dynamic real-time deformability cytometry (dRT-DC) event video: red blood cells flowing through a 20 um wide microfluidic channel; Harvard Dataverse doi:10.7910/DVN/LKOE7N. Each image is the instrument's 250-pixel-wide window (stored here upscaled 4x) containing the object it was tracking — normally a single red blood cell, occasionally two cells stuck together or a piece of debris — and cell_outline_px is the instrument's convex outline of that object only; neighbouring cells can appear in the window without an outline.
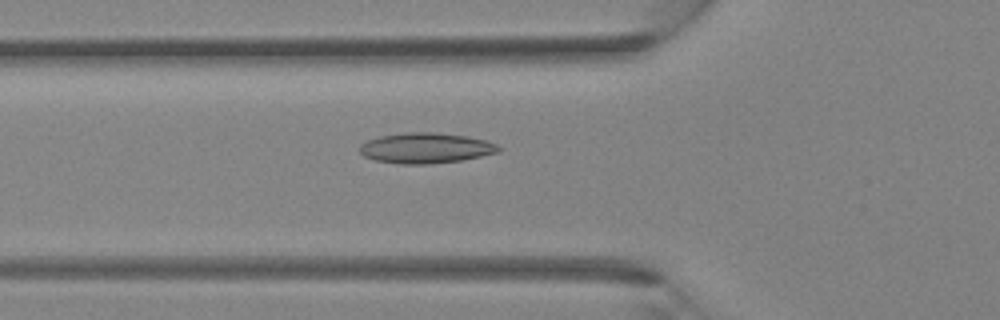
{"species": "Egyptian fruit bat (a non-hibernating species)", "species_latin": "Rousettus aegyptiacus", "temperature_condition": "room temperature", "stored_images_in_passage": 26, "camera_frame_rate_fps": 3000, "um_per_image_px": 0.085, "animal": {"sex": "female"}, "frame": {"image": 1, "passage_image": 5, "time_ms": 1.333, "image_size_px": [1000, 320], "cell_outline_px": [[504, 148], [500, 152], [460, 160], [428, 164], [400, 164], [376, 160], [364, 156], [360, 152], [360, 144], [368, 140], [380, 136], [408, 132], [432, 132], [468, 136], [484, 140], [496, 144]], "centroid_in_image_um": [36.21, 12.58], "position_along_channel_um": 89.6, "area_um2": 24.57}}
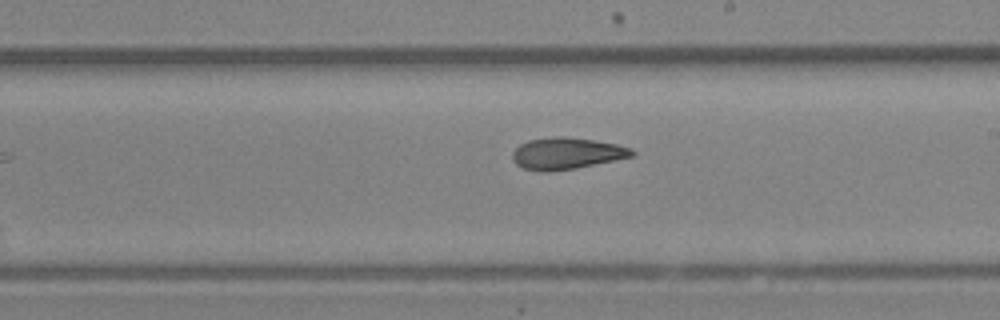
{"frame": {"image": 2, "passage_image": 14, "time_ms": 4.333, "image_size_px": [1000, 320], "cell_outline_px": [[636, 152], [632, 156], [576, 168], [544, 172], [524, 168], [516, 164], [512, 160], [512, 152], [520, 144], [528, 140], [556, 136], [564, 136], [592, 140], [616, 144], [632, 148]], "centroid_in_image_um": [48.13, 13.03], "position_along_channel_um": 240.9, "area_um2": 21.85}}
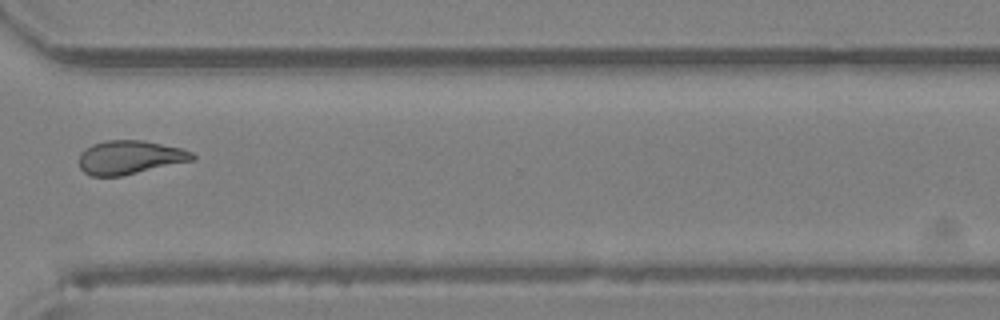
{"frame": {"image": 3, "passage_image": 21, "time_ms": 6.667, "image_size_px": [1000, 320], "cell_outline_px": [[196, 160], [120, 176], [92, 176], [84, 172], [80, 168], [80, 152], [84, 148], [92, 144], [108, 140], [144, 140], [180, 148], [192, 152], [196, 156]], "centroid_in_image_um": [11.04, 13.37], "position_along_channel_um": 359.6, "area_um2": 22.31}}